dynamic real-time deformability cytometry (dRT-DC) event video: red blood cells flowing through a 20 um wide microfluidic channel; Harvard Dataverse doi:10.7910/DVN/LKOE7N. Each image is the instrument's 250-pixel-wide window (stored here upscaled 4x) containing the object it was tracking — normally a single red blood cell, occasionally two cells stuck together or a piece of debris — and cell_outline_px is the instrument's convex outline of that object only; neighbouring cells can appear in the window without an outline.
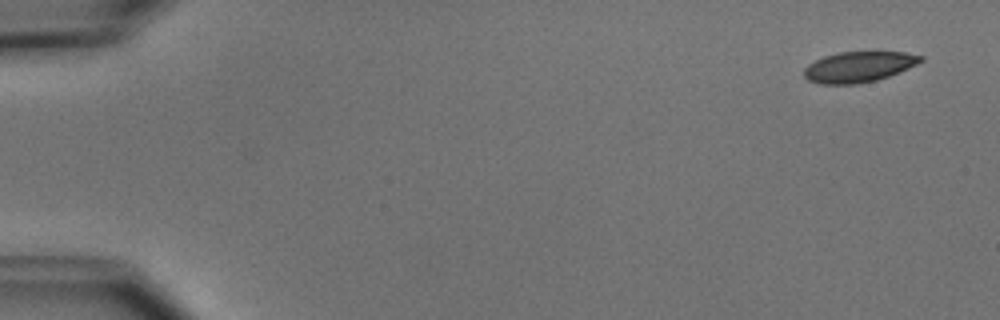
{"species": "common noctule bat (a hibernating species)", "species_latin": "Nyctalus noctula", "temperature_condition": "cold", "stored_images_in_passage": 3, "camera_frame_rate_fps": 3000, "um_per_image_px": 0.085, "animal": {"sex": "male", "body_mass_g": 15.6}, "frame": {"image": 1, "passage_image": 1, "time_ms": 0.0, "image_size_px": [1000, 320], "cell_outline_px": [[924, 60], [908, 68], [888, 76], [876, 80], [856, 84], [820, 84], [808, 80], [804, 76], [804, 68], [808, 64], [824, 56], [840, 52], [904, 52], [924, 56]], "centroid_in_image_um": [72.98, 5.68], "position_along_channel_um": 12.0, "area_um2": 20.69}}